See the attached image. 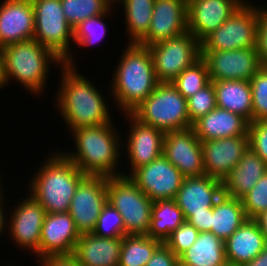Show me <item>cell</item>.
<instances>
[{
  "mask_svg": "<svg viewBox=\"0 0 267 266\" xmlns=\"http://www.w3.org/2000/svg\"><path fill=\"white\" fill-rule=\"evenodd\" d=\"M224 246L227 263L241 266L265 250V234L254 219H246Z\"/></svg>",
  "mask_w": 267,
  "mask_h": 266,
  "instance_id": "cell-25",
  "label": "cell"
},
{
  "mask_svg": "<svg viewBox=\"0 0 267 266\" xmlns=\"http://www.w3.org/2000/svg\"><path fill=\"white\" fill-rule=\"evenodd\" d=\"M208 68L205 61L200 58L190 67L184 69L172 84L184 97L189 98L210 83Z\"/></svg>",
  "mask_w": 267,
  "mask_h": 266,
  "instance_id": "cell-34",
  "label": "cell"
},
{
  "mask_svg": "<svg viewBox=\"0 0 267 266\" xmlns=\"http://www.w3.org/2000/svg\"><path fill=\"white\" fill-rule=\"evenodd\" d=\"M223 266H240V265H235V264H231V263H226Z\"/></svg>",
  "mask_w": 267,
  "mask_h": 266,
  "instance_id": "cell-53",
  "label": "cell"
},
{
  "mask_svg": "<svg viewBox=\"0 0 267 266\" xmlns=\"http://www.w3.org/2000/svg\"><path fill=\"white\" fill-rule=\"evenodd\" d=\"M259 5L256 49L260 64L264 66L267 63V4Z\"/></svg>",
  "mask_w": 267,
  "mask_h": 266,
  "instance_id": "cell-42",
  "label": "cell"
},
{
  "mask_svg": "<svg viewBox=\"0 0 267 266\" xmlns=\"http://www.w3.org/2000/svg\"><path fill=\"white\" fill-rule=\"evenodd\" d=\"M210 81L245 80L251 78L262 67L256 47L237 50H201Z\"/></svg>",
  "mask_w": 267,
  "mask_h": 266,
  "instance_id": "cell-12",
  "label": "cell"
},
{
  "mask_svg": "<svg viewBox=\"0 0 267 266\" xmlns=\"http://www.w3.org/2000/svg\"><path fill=\"white\" fill-rule=\"evenodd\" d=\"M163 155L184 177L205 175L201 141L192 127L165 133Z\"/></svg>",
  "mask_w": 267,
  "mask_h": 266,
  "instance_id": "cell-16",
  "label": "cell"
},
{
  "mask_svg": "<svg viewBox=\"0 0 267 266\" xmlns=\"http://www.w3.org/2000/svg\"><path fill=\"white\" fill-rule=\"evenodd\" d=\"M187 31V0H155L148 33L137 43L151 46Z\"/></svg>",
  "mask_w": 267,
  "mask_h": 266,
  "instance_id": "cell-19",
  "label": "cell"
},
{
  "mask_svg": "<svg viewBox=\"0 0 267 266\" xmlns=\"http://www.w3.org/2000/svg\"><path fill=\"white\" fill-rule=\"evenodd\" d=\"M25 197L13 204V209L8 212L6 232L19 250H28L39 259L41 229L47 213L33 196L27 194Z\"/></svg>",
  "mask_w": 267,
  "mask_h": 266,
  "instance_id": "cell-11",
  "label": "cell"
},
{
  "mask_svg": "<svg viewBox=\"0 0 267 266\" xmlns=\"http://www.w3.org/2000/svg\"><path fill=\"white\" fill-rule=\"evenodd\" d=\"M147 47L158 82H172L201 58V43L189 31Z\"/></svg>",
  "mask_w": 267,
  "mask_h": 266,
  "instance_id": "cell-10",
  "label": "cell"
},
{
  "mask_svg": "<svg viewBox=\"0 0 267 266\" xmlns=\"http://www.w3.org/2000/svg\"><path fill=\"white\" fill-rule=\"evenodd\" d=\"M252 89L253 122L267 119V70L262 66L249 81Z\"/></svg>",
  "mask_w": 267,
  "mask_h": 266,
  "instance_id": "cell-38",
  "label": "cell"
},
{
  "mask_svg": "<svg viewBox=\"0 0 267 266\" xmlns=\"http://www.w3.org/2000/svg\"><path fill=\"white\" fill-rule=\"evenodd\" d=\"M129 178L153 202L174 199L184 176L164 155L136 169Z\"/></svg>",
  "mask_w": 267,
  "mask_h": 266,
  "instance_id": "cell-14",
  "label": "cell"
},
{
  "mask_svg": "<svg viewBox=\"0 0 267 266\" xmlns=\"http://www.w3.org/2000/svg\"><path fill=\"white\" fill-rule=\"evenodd\" d=\"M5 82L3 79V71H2V59H1V50H0V89L5 88L4 86Z\"/></svg>",
  "mask_w": 267,
  "mask_h": 266,
  "instance_id": "cell-49",
  "label": "cell"
},
{
  "mask_svg": "<svg viewBox=\"0 0 267 266\" xmlns=\"http://www.w3.org/2000/svg\"><path fill=\"white\" fill-rule=\"evenodd\" d=\"M130 114L142 124L164 133L192 127L187 99L172 82H159L154 91Z\"/></svg>",
  "mask_w": 267,
  "mask_h": 266,
  "instance_id": "cell-6",
  "label": "cell"
},
{
  "mask_svg": "<svg viewBox=\"0 0 267 266\" xmlns=\"http://www.w3.org/2000/svg\"><path fill=\"white\" fill-rule=\"evenodd\" d=\"M34 8L31 0H1L0 48L33 39Z\"/></svg>",
  "mask_w": 267,
  "mask_h": 266,
  "instance_id": "cell-22",
  "label": "cell"
},
{
  "mask_svg": "<svg viewBox=\"0 0 267 266\" xmlns=\"http://www.w3.org/2000/svg\"><path fill=\"white\" fill-rule=\"evenodd\" d=\"M249 122L240 114L216 107L192 124L195 135L202 141L248 136Z\"/></svg>",
  "mask_w": 267,
  "mask_h": 266,
  "instance_id": "cell-24",
  "label": "cell"
},
{
  "mask_svg": "<svg viewBox=\"0 0 267 266\" xmlns=\"http://www.w3.org/2000/svg\"><path fill=\"white\" fill-rule=\"evenodd\" d=\"M46 156L29 178L27 193L33 196L46 213H66L79 183L86 175L60 150Z\"/></svg>",
  "mask_w": 267,
  "mask_h": 266,
  "instance_id": "cell-4",
  "label": "cell"
},
{
  "mask_svg": "<svg viewBox=\"0 0 267 266\" xmlns=\"http://www.w3.org/2000/svg\"><path fill=\"white\" fill-rule=\"evenodd\" d=\"M112 73L109 83L112 104L122 114H130L159 83L154 72L151 53L146 46L127 43Z\"/></svg>",
  "mask_w": 267,
  "mask_h": 266,
  "instance_id": "cell-3",
  "label": "cell"
},
{
  "mask_svg": "<svg viewBox=\"0 0 267 266\" xmlns=\"http://www.w3.org/2000/svg\"><path fill=\"white\" fill-rule=\"evenodd\" d=\"M267 164L250 148L223 181V193L241 199L266 173Z\"/></svg>",
  "mask_w": 267,
  "mask_h": 266,
  "instance_id": "cell-26",
  "label": "cell"
},
{
  "mask_svg": "<svg viewBox=\"0 0 267 266\" xmlns=\"http://www.w3.org/2000/svg\"><path fill=\"white\" fill-rule=\"evenodd\" d=\"M80 235L68 212L47 213L41 229L39 258L72 255Z\"/></svg>",
  "mask_w": 267,
  "mask_h": 266,
  "instance_id": "cell-20",
  "label": "cell"
},
{
  "mask_svg": "<svg viewBox=\"0 0 267 266\" xmlns=\"http://www.w3.org/2000/svg\"><path fill=\"white\" fill-rule=\"evenodd\" d=\"M155 0H122L127 43H138L149 31Z\"/></svg>",
  "mask_w": 267,
  "mask_h": 266,
  "instance_id": "cell-31",
  "label": "cell"
},
{
  "mask_svg": "<svg viewBox=\"0 0 267 266\" xmlns=\"http://www.w3.org/2000/svg\"><path fill=\"white\" fill-rule=\"evenodd\" d=\"M34 8L33 39L53 51L67 66L77 67L72 52L73 27L65 19L60 0H31ZM77 64V65H76Z\"/></svg>",
  "mask_w": 267,
  "mask_h": 266,
  "instance_id": "cell-7",
  "label": "cell"
},
{
  "mask_svg": "<svg viewBox=\"0 0 267 266\" xmlns=\"http://www.w3.org/2000/svg\"><path fill=\"white\" fill-rule=\"evenodd\" d=\"M114 7H110L104 14L87 18L73 28V42L79 48H88L101 43V41L107 35V23L105 18H109L112 15V11H115ZM110 15V16H109ZM109 16V17H108Z\"/></svg>",
  "mask_w": 267,
  "mask_h": 266,
  "instance_id": "cell-33",
  "label": "cell"
},
{
  "mask_svg": "<svg viewBox=\"0 0 267 266\" xmlns=\"http://www.w3.org/2000/svg\"><path fill=\"white\" fill-rule=\"evenodd\" d=\"M107 203V177L86 176L78 185L68 213L77 230L91 233Z\"/></svg>",
  "mask_w": 267,
  "mask_h": 266,
  "instance_id": "cell-15",
  "label": "cell"
},
{
  "mask_svg": "<svg viewBox=\"0 0 267 266\" xmlns=\"http://www.w3.org/2000/svg\"><path fill=\"white\" fill-rule=\"evenodd\" d=\"M36 262L38 266H80L72 255L45 256Z\"/></svg>",
  "mask_w": 267,
  "mask_h": 266,
  "instance_id": "cell-44",
  "label": "cell"
},
{
  "mask_svg": "<svg viewBox=\"0 0 267 266\" xmlns=\"http://www.w3.org/2000/svg\"><path fill=\"white\" fill-rule=\"evenodd\" d=\"M1 176V175H0ZM2 176L0 177V194L4 191L3 189H4V184L2 185V183H4L3 181H2ZM2 182V183H1Z\"/></svg>",
  "mask_w": 267,
  "mask_h": 266,
  "instance_id": "cell-51",
  "label": "cell"
},
{
  "mask_svg": "<svg viewBox=\"0 0 267 266\" xmlns=\"http://www.w3.org/2000/svg\"><path fill=\"white\" fill-rule=\"evenodd\" d=\"M65 19L74 28L87 18L104 14L111 5L106 0H60Z\"/></svg>",
  "mask_w": 267,
  "mask_h": 266,
  "instance_id": "cell-35",
  "label": "cell"
},
{
  "mask_svg": "<svg viewBox=\"0 0 267 266\" xmlns=\"http://www.w3.org/2000/svg\"><path fill=\"white\" fill-rule=\"evenodd\" d=\"M184 221L183 212L176 205L175 199L155 201L147 235L164 243Z\"/></svg>",
  "mask_w": 267,
  "mask_h": 266,
  "instance_id": "cell-30",
  "label": "cell"
},
{
  "mask_svg": "<svg viewBox=\"0 0 267 266\" xmlns=\"http://www.w3.org/2000/svg\"><path fill=\"white\" fill-rule=\"evenodd\" d=\"M107 202L121 214L125 235H147L153 201L129 177L107 178Z\"/></svg>",
  "mask_w": 267,
  "mask_h": 266,
  "instance_id": "cell-8",
  "label": "cell"
},
{
  "mask_svg": "<svg viewBox=\"0 0 267 266\" xmlns=\"http://www.w3.org/2000/svg\"><path fill=\"white\" fill-rule=\"evenodd\" d=\"M246 0H187V31L201 43Z\"/></svg>",
  "mask_w": 267,
  "mask_h": 266,
  "instance_id": "cell-18",
  "label": "cell"
},
{
  "mask_svg": "<svg viewBox=\"0 0 267 266\" xmlns=\"http://www.w3.org/2000/svg\"><path fill=\"white\" fill-rule=\"evenodd\" d=\"M222 194L223 182L203 175L184 177L174 199L186 220L191 214L207 213V210L213 208Z\"/></svg>",
  "mask_w": 267,
  "mask_h": 266,
  "instance_id": "cell-21",
  "label": "cell"
},
{
  "mask_svg": "<svg viewBox=\"0 0 267 266\" xmlns=\"http://www.w3.org/2000/svg\"><path fill=\"white\" fill-rule=\"evenodd\" d=\"M199 233L191 223L185 220L171 233L164 244L179 257L195 243Z\"/></svg>",
  "mask_w": 267,
  "mask_h": 266,
  "instance_id": "cell-40",
  "label": "cell"
},
{
  "mask_svg": "<svg viewBox=\"0 0 267 266\" xmlns=\"http://www.w3.org/2000/svg\"><path fill=\"white\" fill-rule=\"evenodd\" d=\"M218 108L240 114L249 123L253 122L252 89L249 81H212Z\"/></svg>",
  "mask_w": 267,
  "mask_h": 266,
  "instance_id": "cell-27",
  "label": "cell"
},
{
  "mask_svg": "<svg viewBox=\"0 0 267 266\" xmlns=\"http://www.w3.org/2000/svg\"><path fill=\"white\" fill-rule=\"evenodd\" d=\"M249 148L267 164V119L248 125Z\"/></svg>",
  "mask_w": 267,
  "mask_h": 266,
  "instance_id": "cell-41",
  "label": "cell"
},
{
  "mask_svg": "<svg viewBox=\"0 0 267 266\" xmlns=\"http://www.w3.org/2000/svg\"><path fill=\"white\" fill-rule=\"evenodd\" d=\"M60 81L55 93V108L64 120L68 132L81 127L97 126L113 122L110 105L105 95L77 67H59ZM109 105V106H107ZM112 112V113H111Z\"/></svg>",
  "mask_w": 267,
  "mask_h": 266,
  "instance_id": "cell-1",
  "label": "cell"
},
{
  "mask_svg": "<svg viewBox=\"0 0 267 266\" xmlns=\"http://www.w3.org/2000/svg\"><path fill=\"white\" fill-rule=\"evenodd\" d=\"M254 220L257 222L259 228L263 231V233L267 234V210L256 216Z\"/></svg>",
  "mask_w": 267,
  "mask_h": 266,
  "instance_id": "cell-48",
  "label": "cell"
},
{
  "mask_svg": "<svg viewBox=\"0 0 267 266\" xmlns=\"http://www.w3.org/2000/svg\"><path fill=\"white\" fill-rule=\"evenodd\" d=\"M122 237L105 238L82 233L72 256L80 266H118Z\"/></svg>",
  "mask_w": 267,
  "mask_h": 266,
  "instance_id": "cell-23",
  "label": "cell"
},
{
  "mask_svg": "<svg viewBox=\"0 0 267 266\" xmlns=\"http://www.w3.org/2000/svg\"><path fill=\"white\" fill-rule=\"evenodd\" d=\"M205 175L223 182L249 148L248 136L201 142Z\"/></svg>",
  "mask_w": 267,
  "mask_h": 266,
  "instance_id": "cell-17",
  "label": "cell"
},
{
  "mask_svg": "<svg viewBox=\"0 0 267 266\" xmlns=\"http://www.w3.org/2000/svg\"><path fill=\"white\" fill-rule=\"evenodd\" d=\"M265 250L267 251V234H265Z\"/></svg>",
  "mask_w": 267,
  "mask_h": 266,
  "instance_id": "cell-52",
  "label": "cell"
},
{
  "mask_svg": "<svg viewBox=\"0 0 267 266\" xmlns=\"http://www.w3.org/2000/svg\"><path fill=\"white\" fill-rule=\"evenodd\" d=\"M92 233L99 237L116 238L125 236L121 214L110 203H106Z\"/></svg>",
  "mask_w": 267,
  "mask_h": 266,
  "instance_id": "cell-36",
  "label": "cell"
},
{
  "mask_svg": "<svg viewBox=\"0 0 267 266\" xmlns=\"http://www.w3.org/2000/svg\"><path fill=\"white\" fill-rule=\"evenodd\" d=\"M5 190L0 194V237L4 234V232L7 231V211L8 209L6 208L7 201H5L6 197L4 196ZM2 234V235H1Z\"/></svg>",
  "mask_w": 267,
  "mask_h": 266,
  "instance_id": "cell-46",
  "label": "cell"
},
{
  "mask_svg": "<svg viewBox=\"0 0 267 266\" xmlns=\"http://www.w3.org/2000/svg\"><path fill=\"white\" fill-rule=\"evenodd\" d=\"M241 266H267V251H262L251 262L245 263Z\"/></svg>",
  "mask_w": 267,
  "mask_h": 266,
  "instance_id": "cell-47",
  "label": "cell"
},
{
  "mask_svg": "<svg viewBox=\"0 0 267 266\" xmlns=\"http://www.w3.org/2000/svg\"><path fill=\"white\" fill-rule=\"evenodd\" d=\"M0 50L4 86L16 81L35 96L45 93L51 67L64 64L53 51L34 39L8 44Z\"/></svg>",
  "mask_w": 267,
  "mask_h": 266,
  "instance_id": "cell-5",
  "label": "cell"
},
{
  "mask_svg": "<svg viewBox=\"0 0 267 266\" xmlns=\"http://www.w3.org/2000/svg\"><path fill=\"white\" fill-rule=\"evenodd\" d=\"M187 106L191 124L214 110L217 104L213 82L187 98Z\"/></svg>",
  "mask_w": 267,
  "mask_h": 266,
  "instance_id": "cell-37",
  "label": "cell"
},
{
  "mask_svg": "<svg viewBox=\"0 0 267 266\" xmlns=\"http://www.w3.org/2000/svg\"><path fill=\"white\" fill-rule=\"evenodd\" d=\"M241 200L247 219H254L267 210V171Z\"/></svg>",
  "mask_w": 267,
  "mask_h": 266,
  "instance_id": "cell-39",
  "label": "cell"
},
{
  "mask_svg": "<svg viewBox=\"0 0 267 266\" xmlns=\"http://www.w3.org/2000/svg\"><path fill=\"white\" fill-rule=\"evenodd\" d=\"M112 7L118 8L116 4H119L122 0H106ZM114 3V4H113ZM116 3V4H115ZM116 5V6H114Z\"/></svg>",
  "mask_w": 267,
  "mask_h": 266,
  "instance_id": "cell-50",
  "label": "cell"
},
{
  "mask_svg": "<svg viewBox=\"0 0 267 266\" xmlns=\"http://www.w3.org/2000/svg\"><path fill=\"white\" fill-rule=\"evenodd\" d=\"M258 5L246 0L219 28L201 42V50L256 47Z\"/></svg>",
  "mask_w": 267,
  "mask_h": 266,
  "instance_id": "cell-9",
  "label": "cell"
},
{
  "mask_svg": "<svg viewBox=\"0 0 267 266\" xmlns=\"http://www.w3.org/2000/svg\"><path fill=\"white\" fill-rule=\"evenodd\" d=\"M246 219L242 200L223 193L212 208L211 232L225 241Z\"/></svg>",
  "mask_w": 267,
  "mask_h": 266,
  "instance_id": "cell-29",
  "label": "cell"
},
{
  "mask_svg": "<svg viewBox=\"0 0 267 266\" xmlns=\"http://www.w3.org/2000/svg\"><path fill=\"white\" fill-rule=\"evenodd\" d=\"M130 125L128 133L126 131V139L122 138V148L127 161H130V170L125 171L123 176L129 177L136 169L149 164L151 161L163 155V140L165 133L152 126L142 124L135 119L131 114H123ZM128 134V135H127ZM127 143H126V141ZM125 142V144H123ZM127 144V145H126ZM126 147H125V146ZM125 149L127 151H125Z\"/></svg>",
  "mask_w": 267,
  "mask_h": 266,
  "instance_id": "cell-13",
  "label": "cell"
},
{
  "mask_svg": "<svg viewBox=\"0 0 267 266\" xmlns=\"http://www.w3.org/2000/svg\"><path fill=\"white\" fill-rule=\"evenodd\" d=\"M116 127L114 122H110L74 129L69 132L74 150L60 152L86 176H121L124 174L119 166L123 153L122 134Z\"/></svg>",
  "mask_w": 267,
  "mask_h": 266,
  "instance_id": "cell-2",
  "label": "cell"
},
{
  "mask_svg": "<svg viewBox=\"0 0 267 266\" xmlns=\"http://www.w3.org/2000/svg\"><path fill=\"white\" fill-rule=\"evenodd\" d=\"M145 266H180L179 257L162 243Z\"/></svg>",
  "mask_w": 267,
  "mask_h": 266,
  "instance_id": "cell-43",
  "label": "cell"
},
{
  "mask_svg": "<svg viewBox=\"0 0 267 266\" xmlns=\"http://www.w3.org/2000/svg\"><path fill=\"white\" fill-rule=\"evenodd\" d=\"M186 221L191 223L199 232H211L212 208L207 213L191 214Z\"/></svg>",
  "mask_w": 267,
  "mask_h": 266,
  "instance_id": "cell-45",
  "label": "cell"
},
{
  "mask_svg": "<svg viewBox=\"0 0 267 266\" xmlns=\"http://www.w3.org/2000/svg\"><path fill=\"white\" fill-rule=\"evenodd\" d=\"M161 244L148 235L123 236L118 266H145Z\"/></svg>",
  "mask_w": 267,
  "mask_h": 266,
  "instance_id": "cell-32",
  "label": "cell"
},
{
  "mask_svg": "<svg viewBox=\"0 0 267 266\" xmlns=\"http://www.w3.org/2000/svg\"><path fill=\"white\" fill-rule=\"evenodd\" d=\"M227 263L224 240L200 232L195 243L179 256L180 266H223Z\"/></svg>",
  "mask_w": 267,
  "mask_h": 266,
  "instance_id": "cell-28",
  "label": "cell"
}]
</instances>
